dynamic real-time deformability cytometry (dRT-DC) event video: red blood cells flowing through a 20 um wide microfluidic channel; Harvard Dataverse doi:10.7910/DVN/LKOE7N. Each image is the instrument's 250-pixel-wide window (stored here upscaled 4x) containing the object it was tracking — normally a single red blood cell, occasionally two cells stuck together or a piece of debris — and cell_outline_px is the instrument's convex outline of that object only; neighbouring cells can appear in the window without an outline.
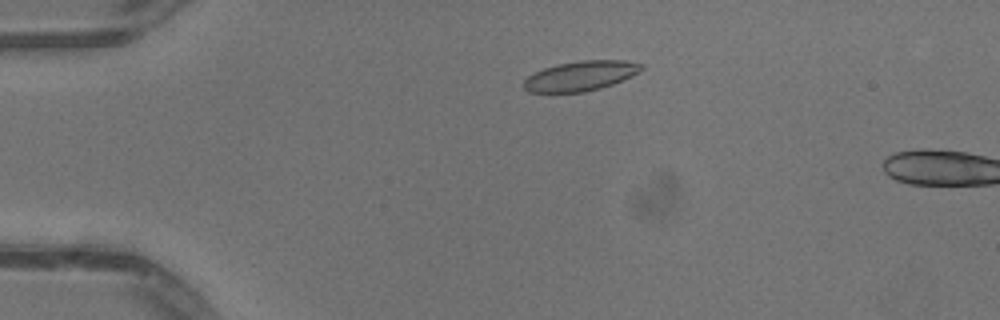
{"species": "common noctule bat (a hibernating species)", "species_latin": "Nyctalus noctula", "temperature_condition": "warm", "stored_images_in_passage": 13, "camera_frame_rate_fps": 3000, "um_per_image_px": 0.085, "animal": {"sex": "male", "body_mass_g": 13.3}, "frame": {"image": 1, "passage_image": 10, "time_ms": 3.0, "image_size_px": [1000, 320], "cell_outline_px": [[644, 68], [640, 72], [632, 76], [612, 84], [600, 88], [584, 92], [528, 92], [524, 88], [524, 80], [528, 76], [544, 68], [556, 64], [580, 60], [624, 60], [644, 64]], "centroid_in_image_um": [49.38, 6.44], "position_along_channel_um": 35.6, "area_um2": 20.46}}